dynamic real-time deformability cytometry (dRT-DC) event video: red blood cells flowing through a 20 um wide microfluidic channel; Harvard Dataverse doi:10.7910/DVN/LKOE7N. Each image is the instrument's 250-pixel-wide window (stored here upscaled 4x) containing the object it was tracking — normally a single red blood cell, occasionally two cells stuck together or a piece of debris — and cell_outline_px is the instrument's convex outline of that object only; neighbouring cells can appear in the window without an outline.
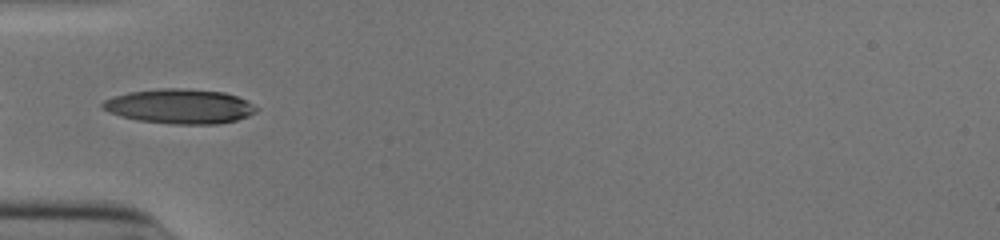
{"species": "human", "species_latin": "Homo sapiens", "temperature_condition": "cold", "stored_images_in_passage": 34, "camera_frame_rate_fps": 3000, "um_per_image_px": 0.085, "donor": {"sex": "male"}, "frame": {"image": 1, "passage_image": 1, "time_ms": 0.0, "image_size_px": [1000, 240], "cell_outline_px": [[260, 108], [256, 112], [248, 116], [236, 120], [220, 124], [172, 124], [136, 120], [120, 116], [108, 112], [100, 104], [104, 100], [128, 92], [160, 88], [184, 88], [224, 92], [236, 96]], "centroid_in_image_um": [15.28, 9.04], "position_along_channel_um": 69.7, "area_um2": 31.1}}
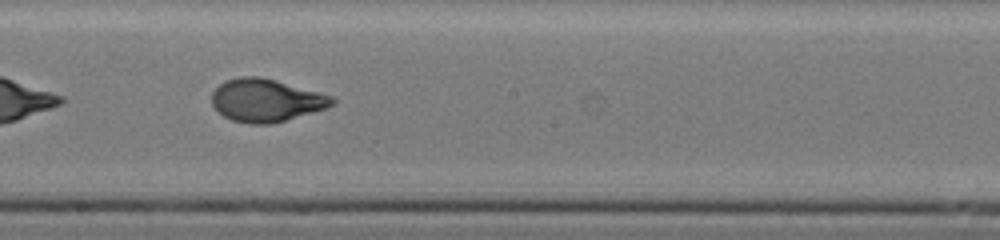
{"frame": {"image": 2, "passage_image": 13, "time_ms": 4.0, "image_size_px": [1000, 240], "cell_outline_px": [[336, 100], [328, 108], [272, 124], [248, 124], [232, 120], [216, 112], [212, 104], [212, 92], [220, 84], [228, 80], [240, 76], [256, 76], [276, 80], [332, 96]], "centroid_in_image_um": [22.59, 8.54], "position_along_channel_um": 225.6, "area_um2": 30.0}}
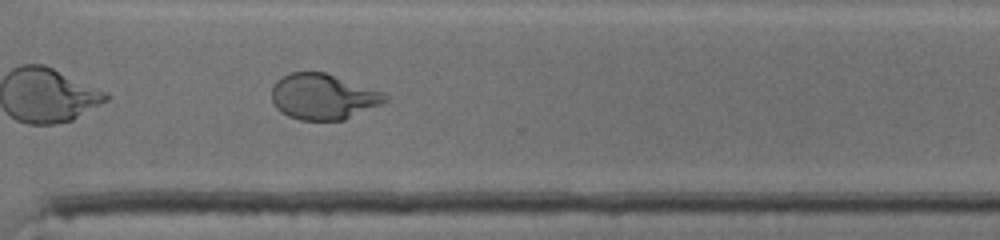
{"frame": {"image": 3, "passage_image": 22, "time_ms": 7.0, "image_size_px": [1000, 240], "cell_outline_px": [[388, 100], [380, 104], [344, 120], [300, 120], [288, 116], [280, 112], [276, 108], [272, 100], [272, 88], [276, 80], [292, 72], [324, 72], [384, 92], [388, 96]], "centroid_in_image_um": [27.45, 8.22], "position_along_channel_um": 343.2, "area_um2": 30.06}, "authors_computed_cell_mechanics": {"area_um2": 29.9115, "velocity_mm_per_s": 3.9163, "shape_relaxation_time_tau1_ms": 3.2766, "shape_relaxation_time_tau2_ms": 0.7528, "deformation_change_tau1": 0.1853, "deformation_change_tau2": 0.0599}}